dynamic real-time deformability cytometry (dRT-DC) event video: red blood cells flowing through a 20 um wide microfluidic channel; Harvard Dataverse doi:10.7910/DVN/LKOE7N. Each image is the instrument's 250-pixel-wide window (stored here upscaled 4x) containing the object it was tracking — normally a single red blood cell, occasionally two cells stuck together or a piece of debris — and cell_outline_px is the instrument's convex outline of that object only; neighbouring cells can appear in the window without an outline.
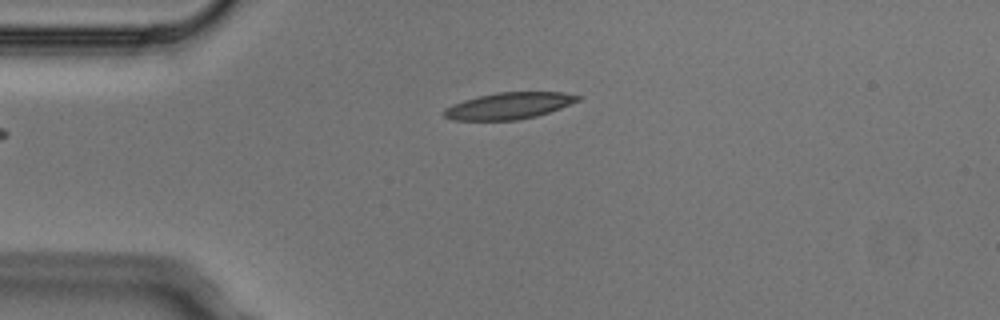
{"species": "Egyptian fruit bat (a non-hibernating species)", "species_latin": "Rousettus aegyptiacus", "temperature_condition": "cold", "stored_images_in_passage": 4, "camera_frame_rate_fps": 3000, "um_per_image_px": 0.085, "animal": {"sex": "male"}, "frame": {"image": 1, "passage_image": 4, "time_ms": 1.0, "image_size_px": [1000, 320], "cell_outline_px": [[580, 100], [560, 108], [536, 116], [516, 120], [452, 120], [444, 116], [444, 108], [452, 104], [464, 100], [496, 92], [564, 92], [580, 96]], "centroid_in_image_um": [43.24, 8.99], "position_along_channel_um": 41.8, "area_um2": 20.58}}